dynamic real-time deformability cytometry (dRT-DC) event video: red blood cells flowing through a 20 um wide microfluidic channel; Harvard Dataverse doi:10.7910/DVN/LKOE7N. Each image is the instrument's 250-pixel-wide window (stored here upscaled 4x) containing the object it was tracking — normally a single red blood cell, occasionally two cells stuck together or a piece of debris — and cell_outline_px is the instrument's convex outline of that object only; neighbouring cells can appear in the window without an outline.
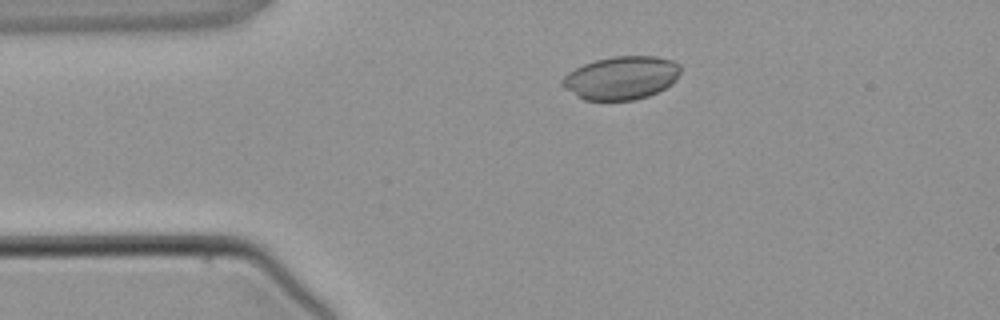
{"species": "common noctule bat (a hibernating species)", "species_latin": "Nyctalus noctula", "temperature_condition": "warm", "stored_images_in_passage": 3, "camera_frame_rate_fps": 3000, "um_per_image_px": 0.085, "animal": {"sex": "male", "body_mass_g": 21.5, "forearm_length_mm": 52.0}, "frame": {"image": 1, "passage_image": 3, "time_ms": 2.667, "image_size_px": [1000, 320], "cell_outline_px": [[680, 72], [676, 80], [672, 84], [648, 96], [632, 100], [584, 100], [576, 96], [564, 88], [560, 84], [560, 80], [568, 72], [584, 64], [596, 60], [612, 56], [656, 56], [672, 60], [680, 64]], "centroid_in_image_um": [52.8, 6.61], "position_along_channel_um": 32.2, "area_um2": 29.88}}